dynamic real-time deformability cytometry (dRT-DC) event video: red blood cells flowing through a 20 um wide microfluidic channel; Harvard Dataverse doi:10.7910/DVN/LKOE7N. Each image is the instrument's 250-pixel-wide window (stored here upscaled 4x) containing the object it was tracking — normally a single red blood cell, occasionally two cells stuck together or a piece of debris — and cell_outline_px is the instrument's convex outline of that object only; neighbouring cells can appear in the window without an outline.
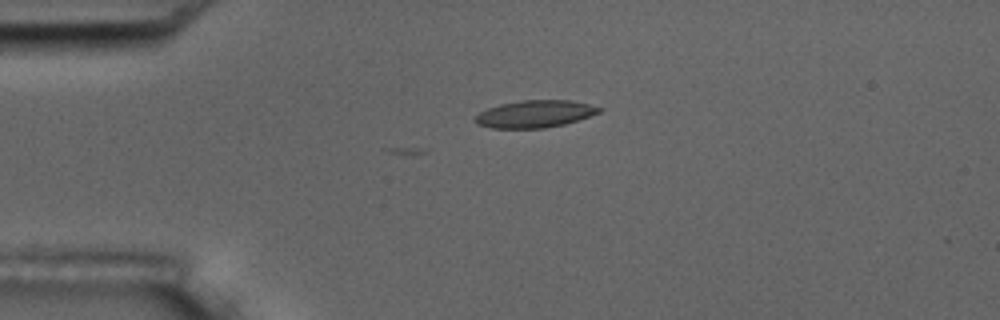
{"species": "common noctule bat (a hibernating species)", "species_latin": "Nyctalus noctula", "temperature_condition": "room temperature", "stored_images_in_passage": 2, "camera_frame_rate_fps": 3000, "um_per_image_px": 0.085, "animal": {"sex": "male", "body_mass_g": 17.5, "forearm_length_mm": 52.3}, "frame": {"image": 1, "passage_image": 1, "time_ms": 0.0, "image_size_px": [1000, 320], "cell_outline_px": [[604, 108], [600, 112], [564, 124], [544, 128], [492, 128], [476, 124], [476, 116], [480, 112], [488, 108], [500, 104], [520, 100], [568, 100], [588, 104]], "centroid_in_image_um": [45.45, 9.68], "position_along_channel_um": 39.5, "area_um2": 19.48}}